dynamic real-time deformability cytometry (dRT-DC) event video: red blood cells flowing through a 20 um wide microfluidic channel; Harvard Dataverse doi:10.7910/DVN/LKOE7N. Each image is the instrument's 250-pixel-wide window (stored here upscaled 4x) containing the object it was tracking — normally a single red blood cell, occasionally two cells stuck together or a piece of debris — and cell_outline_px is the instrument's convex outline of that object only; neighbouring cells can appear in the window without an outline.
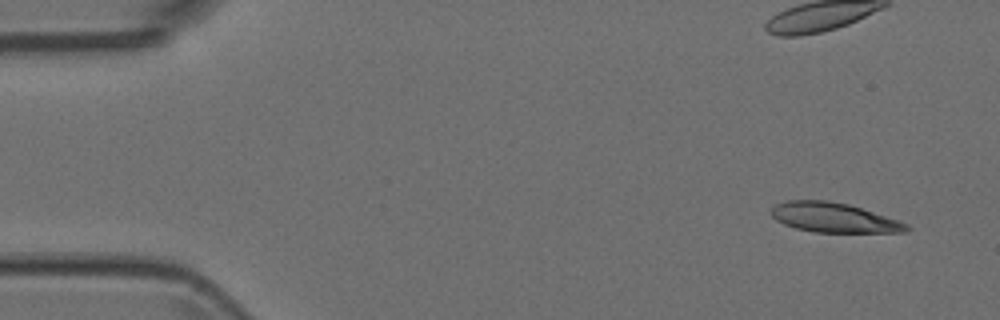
{"species": "Egyptian fruit bat (a non-hibernating species)", "species_latin": "Rousettus aegyptiacus", "temperature_condition": "room temperature", "stored_images_in_passage": 4, "camera_frame_rate_fps": 3000, "um_per_image_px": 0.085, "animal": {"sex": "female"}, "frame": {"image": 1, "passage_image": 1, "time_ms": 0.0, "image_size_px": [1000, 320], "cell_outline_px": [[912, 228], [908, 232], [812, 232], [796, 228], [784, 224], [776, 220], [772, 216], [772, 208], [776, 204], [788, 200], [828, 200], [848, 204], [900, 220], [908, 224]], "centroid_in_image_um": [70.91, 18.5], "position_along_channel_um": 14.1, "area_um2": 23.41}}